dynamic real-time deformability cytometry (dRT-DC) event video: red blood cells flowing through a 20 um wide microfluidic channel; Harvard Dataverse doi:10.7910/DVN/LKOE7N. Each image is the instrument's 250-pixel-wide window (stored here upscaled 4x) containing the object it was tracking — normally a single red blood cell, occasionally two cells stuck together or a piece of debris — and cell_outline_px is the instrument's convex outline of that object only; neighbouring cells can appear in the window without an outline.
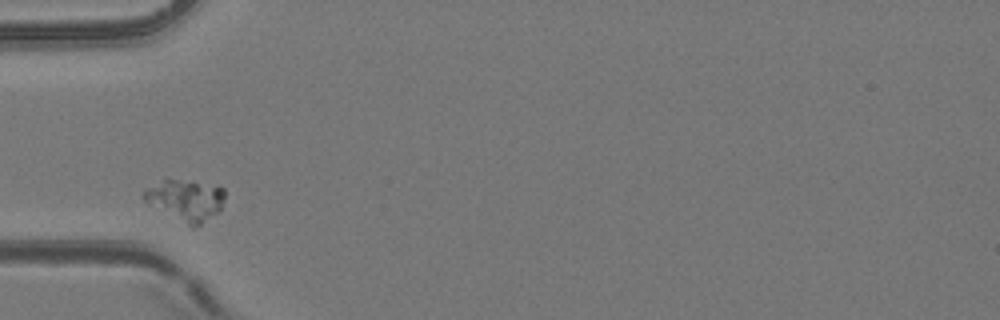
{"species": "common noctule bat (a hibernating species)", "species_latin": "Nyctalus noctula", "temperature_condition": "room temperature", "stored_images_in_passage": 5, "camera_frame_rate_fps": 3000, "um_per_image_px": 0.085, "animal": {"sex": "female", "body_mass_g": 24.6, "forearm_length_mm": 56.2}, "frame": {"image": 1, "passage_image": 1, "time_ms": 0.0, "image_size_px": [1000, 320], "cell_outline_px": [[224, 196], [220, 212], [200, 224], [192, 228], [148, 204], [144, 200], [144, 192], [148, 188], [164, 180], [176, 180], [220, 184], [224, 188]], "centroid_in_image_um": [15.84, 17.02], "position_along_channel_um": 69.2, "area_um2": 19.36}}
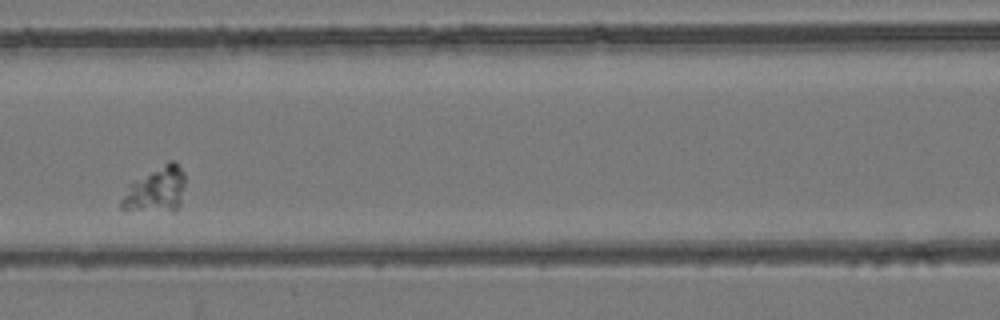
{"frame": {"image": 2, "passage_image": 3, "time_ms": 0.667, "image_size_px": [1000, 320], "cell_outline_px": [[184, 184], [180, 204], [176, 212], [124, 212], [120, 208], [120, 200], [128, 184], [168, 160], [176, 160], [184, 172]], "centroid_in_image_um": [13.22, 16.17], "position_along_channel_um": 153.4, "area_um2": 17.69}}
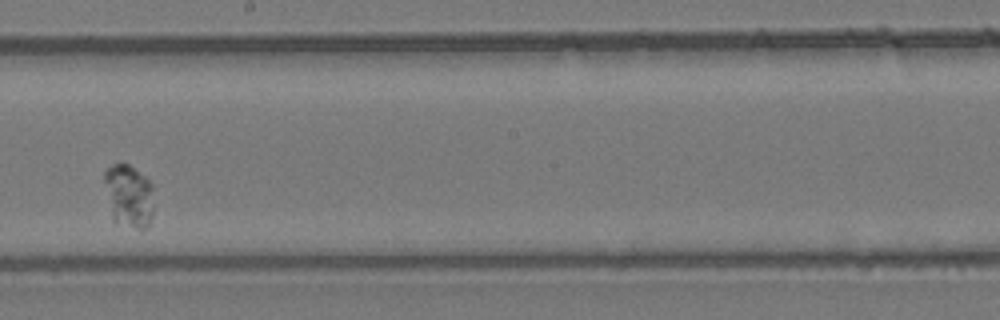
{"frame": {"image": 3, "passage_image": 5, "time_ms": 1.333, "image_size_px": [1000, 320], "cell_outline_px": [[152, 216], [148, 224], [144, 228], [136, 228], [112, 220], [104, 180], [104, 172], [112, 164], [128, 164], [144, 176], [152, 184]], "centroid_in_image_um": [10.94, 16.63], "position_along_channel_um": 237.3, "area_um2": 17.74}}